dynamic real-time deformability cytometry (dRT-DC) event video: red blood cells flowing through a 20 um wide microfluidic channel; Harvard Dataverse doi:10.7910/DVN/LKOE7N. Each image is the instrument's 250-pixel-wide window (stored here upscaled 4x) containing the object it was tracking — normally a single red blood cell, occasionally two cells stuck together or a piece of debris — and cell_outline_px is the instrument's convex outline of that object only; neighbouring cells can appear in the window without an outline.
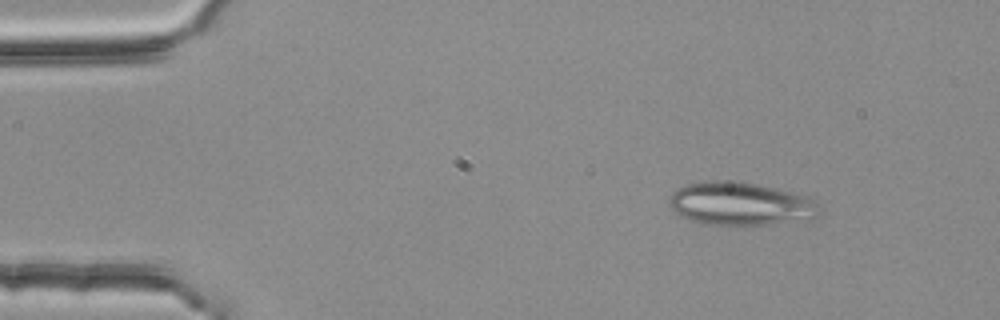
{"species": "common noctule bat (a hibernating species)", "species_latin": "Nyctalus noctula", "temperature_condition": "room temperature", "stored_images_in_passage": 4, "camera_frame_rate_fps": 3000, "um_per_image_px": 0.085, "animal": {"sex": "female", "body_mass_g": 25.1}, "frame": {"image": 1, "passage_image": 1, "time_ms": 0.0, "image_size_px": [1000, 320], "cell_outline_px": [[816, 216], [812, 220], [768, 224], [704, 224], [680, 216], [672, 212], [668, 204], [668, 196], [672, 192], [688, 184], [756, 184], [776, 188], [808, 196], [812, 204]], "centroid_in_image_um": [62.88, 17.38], "position_along_channel_um": 22.1, "area_um2": 36.13}}